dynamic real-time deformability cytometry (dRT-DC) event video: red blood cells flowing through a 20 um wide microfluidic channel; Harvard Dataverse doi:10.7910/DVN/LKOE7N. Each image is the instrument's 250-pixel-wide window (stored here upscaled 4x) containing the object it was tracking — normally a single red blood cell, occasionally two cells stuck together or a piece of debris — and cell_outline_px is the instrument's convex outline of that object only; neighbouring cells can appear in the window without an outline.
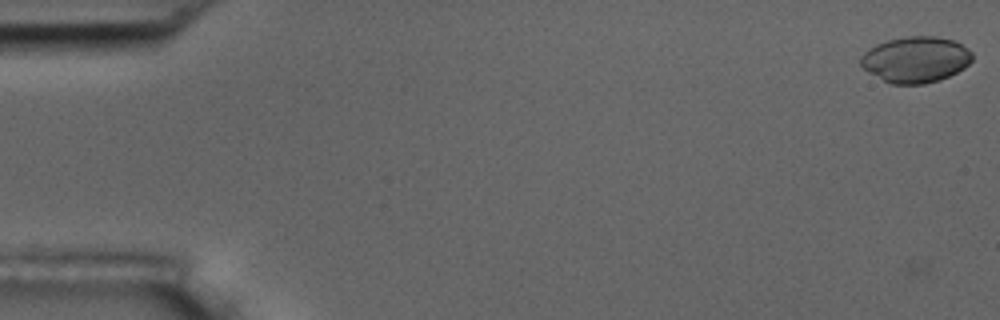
{"species": "common noctule bat (a hibernating species)", "species_latin": "Nyctalus noctula", "temperature_condition": "room temperature", "stored_images_in_passage": 4, "camera_frame_rate_fps": 3000, "um_per_image_px": 0.085, "animal": {"sex": "male", "body_mass_g": 17.5, "forearm_length_mm": 52.3}, "frame": {"image": 1, "passage_image": 1, "time_ms": 0.0, "image_size_px": [1000, 320], "cell_outline_px": [[972, 60], [964, 68], [940, 80], [924, 84], [892, 84], [868, 72], [860, 64], [860, 56], [868, 48], [876, 44], [888, 40], [908, 36], [936, 36], [956, 40], [968, 48], [972, 52]], "centroid_in_image_um": [77.84, 5.05], "position_along_channel_um": 7.2, "area_um2": 30.06}}